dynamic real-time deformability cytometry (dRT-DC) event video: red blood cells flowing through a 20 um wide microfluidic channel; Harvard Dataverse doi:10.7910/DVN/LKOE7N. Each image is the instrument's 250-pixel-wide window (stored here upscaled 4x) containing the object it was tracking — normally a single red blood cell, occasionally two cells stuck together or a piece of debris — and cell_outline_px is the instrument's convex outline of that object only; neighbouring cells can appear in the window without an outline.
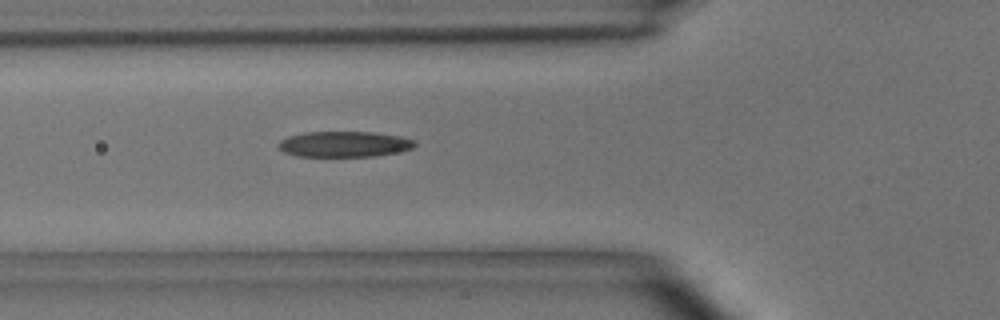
{"species": "common noctule bat (a hibernating species)", "species_latin": "Nyctalus noctula", "temperature_condition": "room temperature", "stored_images_in_passage": 2, "camera_frame_rate_fps": 3000, "um_per_image_px": 0.085, "animal": {"sex": "male", "body_mass_g": 15.6}, "frame": {"image": 1, "passage_image": 2, "time_ms": 1.0, "image_size_px": [1000, 320], "cell_outline_px": [[416, 144], [412, 148], [396, 152], [376, 156], [296, 156], [284, 152], [276, 144], [280, 140], [288, 136], [304, 132], [372, 132], [400, 136], [416, 140]], "centroid_in_image_um": [29.24, 12.25], "position_along_channel_um": 96.6, "area_um2": 20.4}}